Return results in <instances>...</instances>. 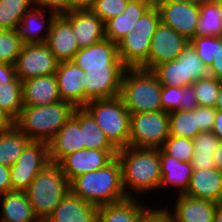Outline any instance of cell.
I'll list each match as a JSON object with an SVG mask.
<instances>
[{
  "instance_id": "cell-1",
  "label": "cell",
  "mask_w": 222,
  "mask_h": 222,
  "mask_svg": "<svg viewBox=\"0 0 222 222\" xmlns=\"http://www.w3.org/2000/svg\"><path fill=\"white\" fill-rule=\"evenodd\" d=\"M116 157L121 165L122 186L127 198L158 191L161 182V160L158 149L128 146L119 149Z\"/></svg>"
},
{
  "instance_id": "cell-2",
  "label": "cell",
  "mask_w": 222,
  "mask_h": 222,
  "mask_svg": "<svg viewBox=\"0 0 222 222\" xmlns=\"http://www.w3.org/2000/svg\"><path fill=\"white\" fill-rule=\"evenodd\" d=\"M70 192L96 207L120 202L127 198L121 165L117 157L101 169L81 174L69 182Z\"/></svg>"
},
{
  "instance_id": "cell-3",
  "label": "cell",
  "mask_w": 222,
  "mask_h": 222,
  "mask_svg": "<svg viewBox=\"0 0 222 222\" xmlns=\"http://www.w3.org/2000/svg\"><path fill=\"white\" fill-rule=\"evenodd\" d=\"M76 107L67 101L43 106H23L14 125L30 140L49 143L73 115Z\"/></svg>"
},
{
  "instance_id": "cell-4",
  "label": "cell",
  "mask_w": 222,
  "mask_h": 222,
  "mask_svg": "<svg viewBox=\"0 0 222 222\" xmlns=\"http://www.w3.org/2000/svg\"><path fill=\"white\" fill-rule=\"evenodd\" d=\"M69 192V181L60 165L54 162H48L26 190L33 212L40 222L53 213Z\"/></svg>"
},
{
  "instance_id": "cell-5",
  "label": "cell",
  "mask_w": 222,
  "mask_h": 222,
  "mask_svg": "<svg viewBox=\"0 0 222 222\" xmlns=\"http://www.w3.org/2000/svg\"><path fill=\"white\" fill-rule=\"evenodd\" d=\"M162 85L148 70L126 68L120 86L119 97L129 113L156 112L162 110Z\"/></svg>"
},
{
  "instance_id": "cell-6",
  "label": "cell",
  "mask_w": 222,
  "mask_h": 222,
  "mask_svg": "<svg viewBox=\"0 0 222 222\" xmlns=\"http://www.w3.org/2000/svg\"><path fill=\"white\" fill-rule=\"evenodd\" d=\"M83 108L92 116L96 124L118 150L128 147L130 113L119 96L92 100Z\"/></svg>"
},
{
  "instance_id": "cell-7",
  "label": "cell",
  "mask_w": 222,
  "mask_h": 222,
  "mask_svg": "<svg viewBox=\"0 0 222 222\" xmlns=\"http://www.w3.org/2000/svg\"><path fill=\"white\" fill-rule=\"evenodd\" d=\"M169 137V112H143L130 114L128 146L134 148H161Z\"/></svg>"
},
{
  "instance_id": "cell-8",
  "label": "cell",
  "mask_w": 222,
  "mask_h": 222,
  "mask_svg": "<svg viewBox=\"0 0 222 222\" xmlns=\"http://www.w3.org/2000/svg\"><path fill=\"white\" fill-rule=\"evenodd\" d=\"M48 162H50L48 143L31 140L16 163L10 167L12 191H26Z\"/></svg>"
},
{
  "instance_id": "cell-9",
  "label": "cell",
  "mask_w": 222,
  "mask_h": 222,
  "mask_svg": "<svg viewBox=\"0 0 222 222\" xmlns=\"http://www.w3.org/2000/svg\"><path fill=\"white\" fill-rule=\"evenodd\" d=\"M59 61L45 43L23 44L15 61L16 76L30 78L55 74Z\"/></svg>"
},
{
  "instance_id": "cell-10",
  "label": "cell",
  "mask_w": 222,
  "mask_h": 222,
  "mask_svg": "<svg viewBox=\"0 0 222 222\" xmlns=\"http://www.w3.org/2000/svg\"><path fill=\"white\" fill-rule=\"evenodd\" d=\"M188 43L183 35L160 22L151 38L148 60L141 69L151 71L161 63L177 59Z\"/></svg>"
},
{
  "instance_id": "cell-11",
  "label": "cell",
  "mask_w": 222,
  "mask_h": 222,
  "mask_svg": "<svg viewBox=\"0 0 222 222\" xmlns=\"http://www.w3.org/2000/svg\"><path fill=\"white\" fill-rule=\"evenodd\" d=\"M160 13V21L163 25L171 27L187 40L195 37L199 22V4L154 2Z\"/></svg>"
},
{
  "instance_id": "cell-12",
  "label": "cell",
  "mask_w": 222,
  "mask_h": 222,
  "mask_svg": "<svg viewBox=\"0 0 222 222\" xmlns=\"http://www.w3.org/2000/svg\"><path fill=\"white\" fill-rule=\"evenodd\" d=\"M125 69H87L84 83V106L92 100L119 96L121 79Z\"/></svg>"
},
{
  "instance_id": "cell-13",
  "label": "cell",
  "mask_w": 222,
  "mask_h": 222,
  "mask_svg": "<svg viewBox=\"0 0 222 222\" xmlns=\"http://www.w3.org/2000/svg\"><path fill=\"white\" fill-rule=\"evenodd\" d=\"M118 150L81 149L63 157L58 164L67 180L101 169L109 164Z\"/></svg>"
},
{
  "instance_id": "cell-14",
  "label": "cell",
  "mask_w": 222,
  "mask_h": 222,
  "mask_svg": "<svg viewBox=\"0 0 222 222\" xmlns=\"http://www.w3.org/2000/svg\"><path fill=\"white\" fill-rule=\"evenodd\" d=\"M72 61L84 72L87 69H126L119 59L117 43L107 38L79 49Z\"/></svg>"
},
{
  "instance_id": "cell-15",
  "label": "cell",
  "mask_w": 222,
  "mask_h": 222,
  "mask_svg": "<svg viewBox=\"0 0 222 222\" xmlns=\"http://www.w3.org/2000/svg\"><path fill=\"white\" fill-rule=\"evenodd\" d=\"M63 16L71 23L79 49L91 46L106 38L105 23L90 9L72 10Z\"/></svg>"
},
{
  "instance_id": "cell-16",
  "label": "cell",
  "mask_w": 222,
  "mask_h": 222,
  "mask_svg": "<svg viewBox=\"0 0 222 222\" xmlns=\"http://www.w3.org/2000/svg\"><path fill=\"white\" fill-rule=\"evenodd\" d=\"M45 44L59 62L72 61L79 50L71 23L63 15L52 20Z\"/></svg>"
},
{
  "instance_id": "cell-17",
  "label": "cell",
  "mask_w": 222,
  "mask_h": 222,
  "mask_svg": "<svg viewBox=\"0 0 222 222\" xmlns=\"http://www.w3.org/2000/svg\"><path fill=\"white\" fill-rule=\"evenodd\" d=\"M177 197L173 210L164 208L170 222H213L217 203L192 198L185 194Z\"/></svg>"
},
{
  "instance_id": "cell-18",
  "label": "cell",
  "mask_w": 222,
  "mask_h": 222,
  "mask_svg": "<svg viewBox=\"0 0 222 222\" xmlns=\"http://www.w3.org/2000/svg\"><path fill=\"white\" fill-rule=\"evenodd\" d=\"M61 100L72 103L76 108L84 107L85 72L73 61L59 62L55 72Z\"/></svg>"
},
{
  "instance_id": "cell-19",
  "label": "cell",
  "mask_w": 222,
  "mask_h": 222,
  "mask_svg": "<svg viewBox=\"0 0 222 222\" xmlns=\"http://www.w3.org/2000/svg\"><path fill=\"white\" fill-rule=\"evenodd\" d=\"M46 11L33 5L21 18V22L16 27V32L23 44L46 42L52 20L56 16L54 12L48 11L49 16L46 19Z\"/></svg>"
},
{
  "instance_id": "cell-20",
  "label": "cell",
  "mask_w": 222,
  "mask_h": 222,
  "mask_svg": "<svg viewBox=\"0 0 222 222\" xmlns=\"http://www.w3.org/2000/svg\"><path fill=\"white\" fill-rule=\"evenodd\" d=\"M85 149L79 121L72 115L48 143L49 161L58 163L63 157Z\"/></svg>"
},
{
  "instance_id": "cell-21",
  "label": "cell",
  "mask_w": 222,
  "mask_h": 222,
  "mask_svg": "<svg viewBox=\"0 0 222 222\" xmlns=\"http://www.w3.org/2000/svg\"><path fill=\"white\" fill-rule=\"evenodd\" d=\"M185 195L202 200L222 202V172L217 168L193 169Z\"/></svg>"
},
{
  "instance_id": "cell-22",
  "label": "cell",
  "mask_w": 222,
  "mask_h": 222,
  "mask_svg": "<svg viewBox=\"0 0 222 222\" xmlns=\"http://www.w3.org/2000/svg\"><path fill=\"white\" fill-rule=\"evenodd\" d=\"M23 106H43L61 101L55 74L22 81Z\"/></svg>"
},
{
  "instance_id": "cell-23",
  "label": "cell",
  "mask_w": 222,
  "mask_h": 222,
  "mask_svg": "<svg viewBox=\"0 0 222 222\" xmlns=\"http://www.w3.org/2000/svg\"><path fill=\"white\" fill-rule=\"evenodd\" d=\"M98 207L69 192L44 222H97Z\"/></svg>"
},
{
  "instance_id": "cell-24",
  "label": "cell",
  "mask_w": 222,
  "mask_h": 222,
  "mask_svg": "<svg viewBox=\"0 0 222 222\" xmlns=\"http://www.w3.org/2000/svg\"><path fill=\"white\" fill-rule=\"evenodd\" d=\"M154 4V0H129L125 11L105 23V36L118 43L132 32L136 21Z\"/></svg>"
},
{
  "instance_id": "cell-25",
  "label": "cell",
  "mask_w": 222,
  "mask_h": 222,
  "mask_svg": "<svg viewBox=\"0 0 222 222\" xmlns=\"http://www.w3.org/2000/svg\"><path fill=\"white\" fill-rule=\"evenodd\" d=\"M161 160V182L159 190L170 185L178 188V194H185L193 173V167L190 162H181L176 158L166 154L161 148H158Z\"/></svg>"
},
{
  "instance_id": "cell-26",
  "label": "cell",
  "mask_w": 222,
  "mask_h": 222,
  "mask_svg": "<svg viewBox=\"0 0 222 222\" xmlns=\"http://www.w3.org/2000/svg\"><path fill=\"white\" fill-rule=\"evenodd\" d=\"M136 198H126L120 202L98 207L97 222H140L151 209Z\"/></svg>"
},
{
  "instance_id": "cell-27",
  "label": "cell",
  "mask_w": 222,
  "mask_h": 222,
  "mask_svg": "<svg viewBox=\"0 0 222 222\" xmlns=\"http://www.w3.org/2000/svg\"><path fill=\"white\" fill-rule=\"evenodd\" d=\"M152 35H137L134 31L118 43L119 59L126 68H141L148 60Z\"/></svg>"
},
{
  "instance_id": "cell-28",
  "label": "cell",
  "mask_w": 222,
  "mask_h": 222,
  "mask_svg": "<svg viewBox=\"0 0 222 222\" xmlns=\"http://www.w3.org/2000/svg\"><path fill=\"white\" fill-rule=\"evenodd\" d=\"M0 197V222H40L33 212L26 191H10Z\"/></svg>"
},
{
  "instance_id": "cell-29",
  "label": "cell",
  "mask_w": 222,
  "mask_h": 222,
  "mask_svg": "<svg viewBox=\"0 0 222 222\" xmlns=\"http://www.w3.org/2000/svg\"><path fill=\"white\" fill-rule=\"evenodd\" d=\"M73 116L79 121L85 149L118 150L83 107L76 108Z\"/></svg>"
},
{
  "instance_id": "cell-30",
  "label": "cell",
  "mask_w": 222,
  "mask_h": 222,
  "mask_svg": "<svg viewBox=\"0 0 222 222\" xmlns=\"http://www.w3.org/2000/svg\"><path fill=\"white\" fill-rule=\"evenodd\" d=\"M192 140L194 154L190 163L193 169L216 168L213 158L220 142L217 136L212 131H203Z\"/></svg>"
},
{
  "instance_id": "cell-31",
  "label": "cell",
  "mask_w": 222,
  "mask_h": 222,
  "mask_svg": "<svg viewBox=\"0 0 222 222\" xmlns=\"http://www.w3.org/2000/svg\"><path fill=\"white\" fill-rule=\"evenodd\" d=\"M31 140L15 125L0 133V165L12 167Z\"/></svg>"
},
{
  "instance_id": "cell-32",
  "label": "cell",
  "mask_w": 222,
  "mask_h": 222,
  "mask_svg": "<svg viewBox=\"0 0 222 222\" xmlns=\"http://www.w3.org/2000/svg\"><path fill=\"white\" fill-rule=\"evenodd\" d=\"M199 13L200 18L197 24L195 37H222L221 10L218 3L203 0L199 4Z\"/></svg>"
},
{
  "instance_id": "cell-33",
  "label": "cell",
  "mask_w": 222,
  "mask_h": 222,
  "mask_svg": "<svg viewBox=\"0 0 222 222\" xmlns=\"http://www.w3.org/2000/svg\"><path fill=\"white\" fill-rule=\"evenodd\" d=\"M200 133L197 107L192 110L169 112V136L193 139Z\"/></svg>"
},
{
  "instance_id": "cell-34",
  "label": "cell",
  "mask_w": 222,
  "mask_h": 222,
  "mask_svg": "<svg viewBox=\"0 0 222 222\" xmlns=\"http://www.w3.org/2000/svg\"><path fill=\"white\" fill-rule=\"evenodd\" d=\"M151 72L157 77L162 86L183 88L190 86L193 81L185 79L182 60H172L155 66Z\"/></svg>"
},
{
  "instance_id": "cell-35",
  "label": "cell",
  "mask_w": 222,
  "mask_h": 222,
  "mask_svg": "<svg viewBox=\"0 0 222 222\" xmlns=\"http://www.w3.org/2000/svg\"><path fill=\"white\" fill-rule=\"evenodd\" d=\"M0 108L14 120L23 108L22 81L16 77L12 82L0 84Z\"/></svg>"
},
{
  "instance_id": "cell-36",
  "label": "cell",
  "mask_w": 222,
  "mask_h": 222,
  "mask_svg": "<svg viewBox=\"0 0 222 222\" xmlns=\"http://www.w3.org/2000/svg\"><path fill=\"white\" fill-rule=\"evenodd\" d=\"M33 6V0H0V29L16 30L24 14Z\"/></svg>"
},
{
  "instance_id": "cell-37",
  "label": "cell",
  "mask_w": 222,
  "mask_h": 222,
  "mask_svg": "<svg viewBox=\"0 0 222 222\" xmlns=\"http://www.w3.org/2000/svg\"><path fill=\"white\" fill-rule=\"evenodd\" d=\"M177 60H182L185 79H191L194 82L209 75L208 67L197 55L195 48L190 42L184 47Z\"/></svg>"
},
{
  "instance_id": "cell-38",
  "label": "cell",
  "mask_w": 222,
  "mask_h": 222,
  "mask_svg": "<svg viewBox=\"0 0 222 222\" xmlns=\"http://www.w3.org/2000/svg\"><path fill=\"white\" fill-rule=\"evenodd\" d=\"M220 81L213 76H206L195 80L191 86L194 90L198 105L214 107L219 91Z\"/></svg>"
},
{
  "instance_id": "cell-39",
  "label": "cell",
  "mask_w": 222,
  "mask_h": 222,
  "mask_svg": "<svg viewBox=\"0 0 222 222\" xmlns=\"http://www.w3.org/2000/svg\"><path fill=\"white\" fill-rule=\"evenodd\" d=\"M23 43L16 30L0 31V63L14 65Z\"/></svg>"
},
{
  "instance_id": "cell-40",
  "label": "cell",
  "mask_w": 222,
  "mask_h": 222,
  "mask_svg": "<svg viewBox=\"0 0 222 222\" xmlns=\"http://www.w3.org/2000/svg\"><path fill=\"white\" fill-rule=\"evenodd\" d=\"M161 149L181 162H191L194 154L193 140L169 136Z\"/></svg>"
},
{
  "instance_id": "cell-41",
  "label": "cell",
  "mask_w": 222,
  "mask_h": 222,
  "mask_svg": "<svg viewBox=\"0 0 222 222\" xmlns=\"http://www.w3.org/2000/svg\"><path fill=\"white\" fill-rule=\"evenodd\" d=\"M129 0H94L90 10L104 23L122 14Z\"/></svg>"
},
{
  "instance_id": "cell-42",
  "label": "cell",
  "mask_w": 222,
  "mask_h": 222,
  "mask_svg": "<svg viewBox=\"0 0 222 222\" xmlns=\"http://www.w3.org/2000/svg\"><path fill=\"white\" fill-rule=\"evenodd\" d=\"M189 42L195 48L197 55L209 68L213 62L214 55L217 52V37L215 36L194 37Z\"/></svg>"
},
{
  "instance_id": "cell-43",
  "label": "cell",
  "mask_w": 222,
  "mask_h": 222,
  "mask_svg": "<svg viewBox=\"0 0 222 222\" xmlns=\"http://www.w3.org/2000/svg\"><path fill=\"white\" fill-rule=\"evenodd\" d=\"M160 13L153 4L134 24L133 30L137 35H153L160 23Z\"/></svg>"
},
{
  "instance_id": "cell-44",
  "label": "cell",
  "mask_w": 222,
  "mask_h": 222,
  "mask_svg": "<svg viewBox=\"0 0 222 222\" xmlns=\"http://www.w3.org/2000/svg\"><path fill=\"white\" fill-rule=\"evenodd\" d=\"M160 99L163 111L180 110V103H183V88L162 86Z\"/></svg>"
},
{
  "instance_id": "cell-45",
  "label": "cell",
  "mask_w": 222,
  "mask_h": 222,
  "mask_svg": "<svg viewBox=\"0 0 222 222\" xmlns=\"http://www.w3.org/2000/svg\"><path fill=\"white\" fill-rule=\"evenodd\" d=\"M217 110L214 107L197 106V120L200 132L212 131Z\"/></svg>"
},
{
  "instance_id": "cell-46",
  "label": "cell",
  "mask_w": 222,
  "mask_h": 222,
  "mask_svg": "<svg viewBox=\"0 0 222 222\" xmlns=\"http://www.w3.org/2000/svg\"><path fill=\"white\" fill-rule=\"evenodd\" d=\"M33 5L63 15L70 12V0H33Z\"/></svg>"
},
{
  "instance_id": "cell-47",
  "label": "cell",
  "mask_w": 222,
  "mask_h": 222,
  "mask_svg": "<svg viewBox=\"0 0 222 222\" xmlns=\"http://www.w3.org/2000/svg\"><path fill=\"white\" fill-rule=\"evenodd\" d=\"M208 73L210 76L222 81V37H217V52L208 68Z\"/></svg>"
},
{
  "instance_id": "cell-48",
  "label": "cell",
  "mask_w": 222,
  "mask_h": 222,
  "mask_svg": "<svg viewBox=\"0 0 222 222\" xmlns=\"http://www.w3.org/2000/svg\"><path fill=\"white\" fill-rule=\"evenodd\" d=\"M198 106V102L192 86L183 87V103H180V110L192 111Z\"/></svg>"
},
{
  "instance_id": "cell-49",
  "label": "cell",
  "mask_w": 222,
  "mask_h": 222,
  "mask_svg": "<svg viewBox=\"0 0 222 222\" xmlns=\"http://www.w3.org/2000/svg\"><path fill=\"white\" fill-rule=\"evenodd\" d=\"M140 222H170L169 216L164 208L151 209L142 217Z\"/></svg>"
},
{
  "instance_id": "cell-50",
  "label": "cell",
  "mask_w": 222,
  "mask_h": 222,
  "mask_svg": "<svg viewBox=\"0 0 222 222\" xmlns=\"http://www.w3.org/2000/svg\"><path fill=\"white\" fill-rule=\"evenodd\" d=\"M12 191L10 183V167L0 165V195Z\"/></svg>"
},
{
  "instance_id": "cell-51",
  "label": "cell",
  "mask_w": 222,
  "mask_h": 222,
  "mask_svg": "<svg viewBox=\"0 0 222 222\" xmlns=\"http://www.w3.org/2000/svg\"><path fill=\"white\" fill-rule=\"evenodd\" d=\"M16 77L14 65L0 63V84L12 82Z\"/></svg>"
},
{
  "instance_id": "cell-52",
  "label": "cell",
  "mask_w": 222,
  "mask_h": 222,
  "mask_svg": "<svg viewBox=\"0 0 222 222\" xmlns=\"http://www.w3.org/2000/svg\"><path fill=\"white\" fill-rule=\"evenodd\" d=\"M14 126V119L0 108V133L10 130Z\"/></svg>"
},
{
  "instance_id": "cell-53",
  "label": "cell",
  "mask_w": 222,
  "mask_h": 222,
  "mask_svg": "<svg viewBox=\"0 0 222 222\" xmlns=\"http://www.w3.org/2000/svg\"><path fill=\"white\" fill-rule=\"evenodd\" d=\"M94 0H70V12L72 10L90 9Z\"/></svg>"
},
{
  "instance_id": "cell-54",
  "label": "cell",
  "mask_w": 222,
  "mask_h": 222,
  "mask_svg": "<svg viewBox=\"0 0 222 222\" xmlns=\"http://www.w3.org/2000/svg\"><path fill=\"white\" fill-rule=\"evenodd\" d=\"M212 132L217 136L220 141H222V111L217 110L216 112Z\"/></svg>"
},
{
  "instance_id": "cell-55",
  "label": "cell",
  "mask_w": 222,
  "mask_h": 222,
  "mask_svg": "<svg viewBox=\"0 0 222 222\" xmlns=\"http://www.w3.org/2000/svg\"><path fill=\"white\" fill-rule=\"evenodd\" d=\"M214 163L216 168L222 172V141L219 142V146L214 152Z\"/></svg>"
},
{
  "instance_id": "cell-56",
  "label": "cell",
  "mask_w": 222,
  "mask_h": 222,
  "mask_svg": "<svg viewBox=\"0 0 222 222\" xmlns=\"http://www.w3.org/2000/svg\"><path fill=\"white\" fill-rule=\"evenodd\" d=\"M214 108L218 111H222V81H220L219 91Z\"/></svg>"
},
{
  "instance_id": "cell-57",
  "label": "cell",
  "mask_w": 222,
  "mask_h": 222,
  "mask_svg": "<svg viewBox=\"0 0 222 222\" xmlns=\"http://www.w3.org/2000/svg\"><path fill=\"white\" fill-rule=\"evenodd\" d=\"M203 0H154V2H175V3H191L200 4Z\"/></svg>"
},
{
  "instance_id": "cell-58",
  "label": "cell",
  "mask_w": 222,
  "mask_h": 222,
  "mask_svg": "<svg viewBox=\"0 0 222 222\" xmlns=\"http://www.w3.org/2000/svg\"><path fill=\"white\" fill-rule=\"evenodd\" d=\"M213 222H222V202L217 203V208L215 211Z\"/></svg>"
},
{
  "instance_id": "cell-59",
  "label": "cell",
  "mask_w": 222,
  "mask_h": 222,
  "mask_svg": "<svg viewBox=\"0 0 222 222\" xmlns=\"http://www.w3.org/2000/svg\"><path fill=\"white\" fill-rule=\"evenodd\" d=\"M217 3H218L219 8L221 10V19H222V1H218Z\"/></svg>"
},
{
  "instance_id": "cell-60",
  "label": "cell",
  "mask_w": 222,
  "mask_h": 222,
  "mask_svg": "<svg viewBox=\"0 0 222 222\" xmlns=\"http://www.w3.org/2000/svg\"><path fill=\"white\" fill-rule=\"evenodd\" d=\"M208 1H211V2H218V1H222V0H208Z\"/></svg>"
}]
</instances>
